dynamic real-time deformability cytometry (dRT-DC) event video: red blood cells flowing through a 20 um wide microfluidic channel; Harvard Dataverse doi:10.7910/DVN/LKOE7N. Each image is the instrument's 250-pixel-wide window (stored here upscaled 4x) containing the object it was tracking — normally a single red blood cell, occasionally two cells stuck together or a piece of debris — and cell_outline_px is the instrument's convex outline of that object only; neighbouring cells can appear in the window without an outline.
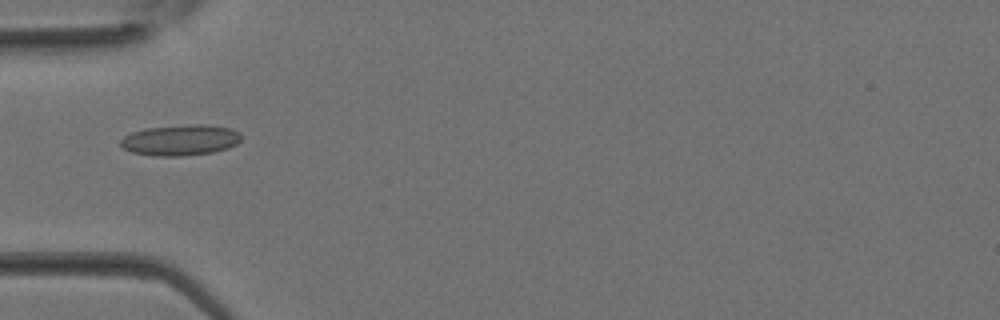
{"species": "Egyptian fruit bat (a non-hibernating species)", "species_latin": "Rousettus aegyptiacus", "temperature_condition": "room temperature", "stored_images_in_passage": 3, "camera_frame_rate_fps": 3000, "um_per_image_px": 0.085, "animal": {"sex": "female"}, "frame": {"image": 1, "passage_image": 1, "time_ms": 0.0, "image_size_px": [1000, 320], "cell_outline_px": [[240, 140], [236, 144], [228, 148], [212, 152], [180, 156], [156, 156], [132, 152], [124, 148], [120, 144], [120, 140], [124, 136], [132, 132], [144, 128], [188, 124], [204, 124], [232, 128], [240, 132]], "centroid_in_image_um": [15.34, 11.89], "position_along_channel_um": 69.7, "area_um2": 21.73}}
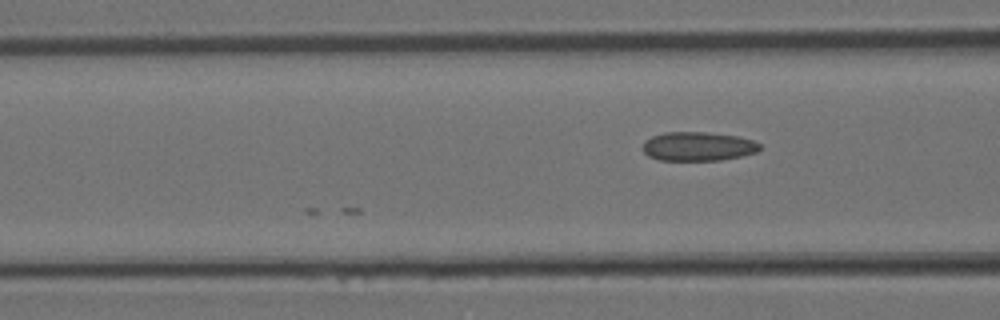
{"frame": {"image": 2, "passage_image": 3, "time_ms": 0.667, "image_size_px": [1000, 320], "cell_outline_px": [[760, 148], [756, 152], [740, 156], [720, 160], [660, 160], [648, 156], [644, 152], [644, 140], [652, 136], [664, 132], [704, 132], [736, 136], [752, 140], [760, 144]], "centroid_in_image_um": [59.3, 12.44], "position_along_channel_um": 107.3, "area_um2": 19.59}}